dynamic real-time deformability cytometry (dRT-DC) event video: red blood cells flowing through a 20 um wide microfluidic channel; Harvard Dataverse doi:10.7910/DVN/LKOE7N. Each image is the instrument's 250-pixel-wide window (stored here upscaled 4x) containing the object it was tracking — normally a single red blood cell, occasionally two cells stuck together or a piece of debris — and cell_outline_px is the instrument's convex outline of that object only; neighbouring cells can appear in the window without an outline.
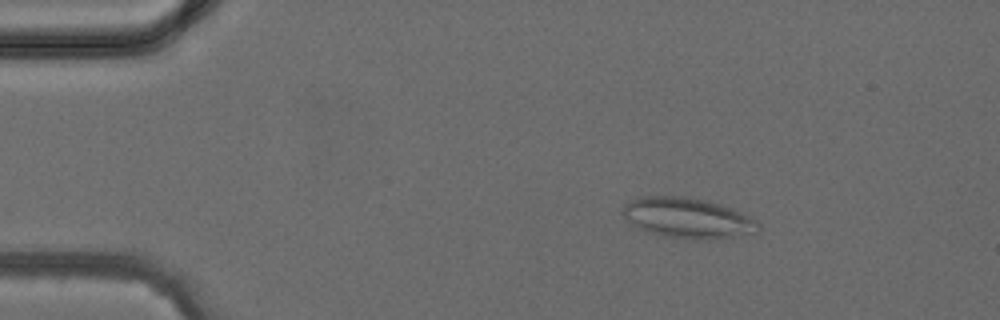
{"species": "common noctule bat (a hibernating species)", "species_latin": "Nyctalus noctula", "temperature_condition": "cold", "stored_images_in_passage": 4, "camera_frame_rate_fps": 3000, "um_per_image_px": 0.085, "animal": {"sex": "female", "body_mass_g": 24.6, "forearm_length_mm": 56.2}, "frame": {"image": 1, "passage_image": 2, "time_ms": 1.0, "image_size_px": [1000, 320], "cell_outline_px": [[760, 228], [756, 232], [708, 240], [692, 240], [660, 236], [636, 228], [620, 212], [624, 204], [636, 196], [684, 196], [708, 200], [720, 204], [752, 216], [760, 224]], "centroid_in_image_um": [58.41, 18.52], "position_along_channel_um": 26.6, "area_um2": 32.48}}
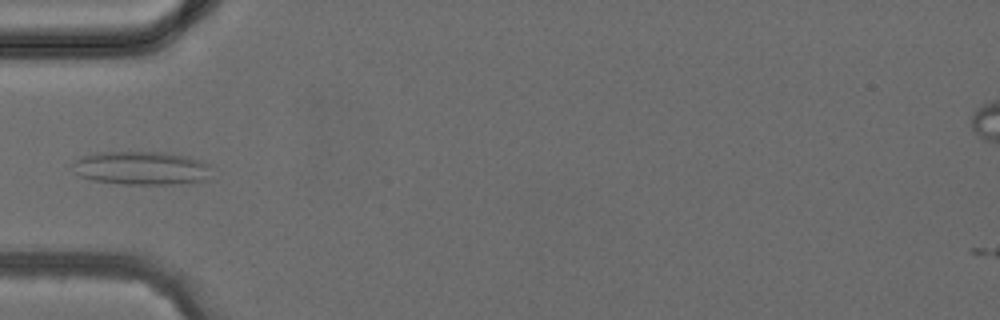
{"frame": {"image": 2, "passage_image": 4, "time_ms": 3.333, "image_size_px": [1000, 320], "cell_outline_px": [[212, 180], [192, 184], [120, 184], [92, 180], [80, 176], [72, 172], [72, 164], [80, 156], [96, 152], [164, 152], [188, 156], [200, 160], [208, 164]], "centroid_in_image_um": [12.05, 14.3], "position_along_channel_um": 72.9, "area_um2": 27.86}}